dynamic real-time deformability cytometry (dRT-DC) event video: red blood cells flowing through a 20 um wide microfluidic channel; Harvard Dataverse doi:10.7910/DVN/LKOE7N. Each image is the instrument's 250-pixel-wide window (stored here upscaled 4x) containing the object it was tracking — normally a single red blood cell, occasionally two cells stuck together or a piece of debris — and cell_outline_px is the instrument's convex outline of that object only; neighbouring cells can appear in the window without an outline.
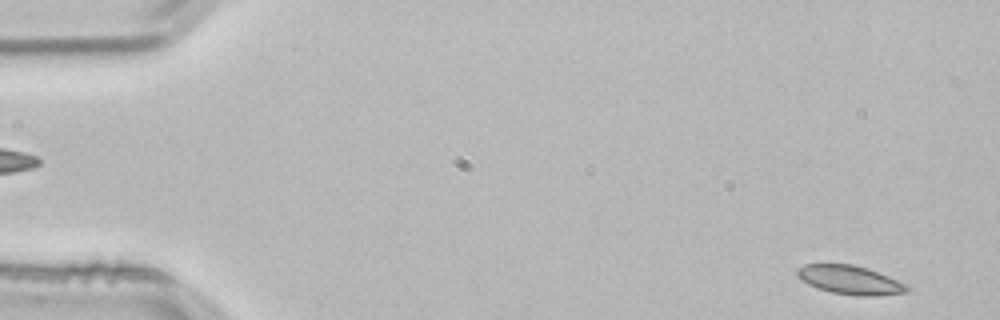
{"species": "common noctule bat (a hibernating species)", "species_latin": "Nyctalus noctula", "temperature_condition": "room temperature", "stored_images_in_passage": 52, "camera_frame_rate_fps": 3000, "um_per_image_px": 0.085, "animal": {"sex": "male", "body_mass_g": 21.5, "forearm_length_mm": 52.0}, "frame": {"image": 1, "passage_image": 2, "time_ms": 0.333, "image_size_px": [1000, 320], "cell_outline_px": [[912, 288], [908, 292], [876, 296], [856, 296], [832, 292], [816, 288], [800, 280], [796, 276], [796, 268], [804, 264], [852, 264], [868, 268], [908, 284]], "centroid_in_image_um": [72.26, 23.8], "position_along_channel_um": 12.7, "area_um2": 18.79}}
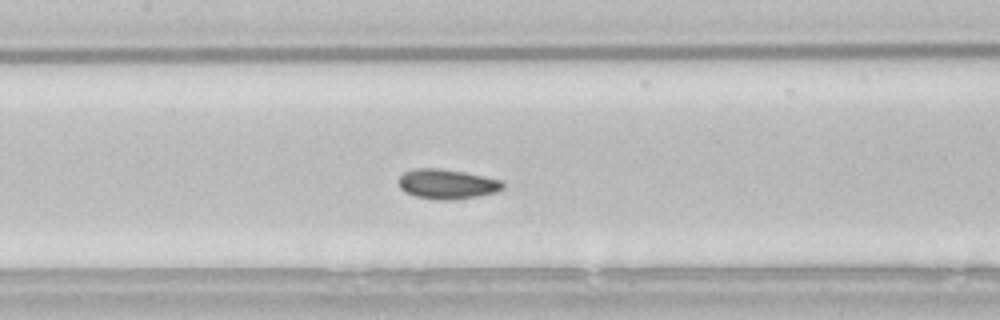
{"frame": {"image": 2, "passage_image": 24, "time_ms": 7.667, "image_size_px": [1000, 320], "cell_outline_px": [[504, 188], [496, 192], [480, 196], [452, 200], [436, 200], [416, 196], [404, 192], [400, 188], [400, 176], [404, 172], [416, 168], [440, 168], [464, 172], [504, 180]], "centroid_in_image_um": [38.04, 15.65], "position_along_channel_um": 169.4, "area_um2": 18.26}}
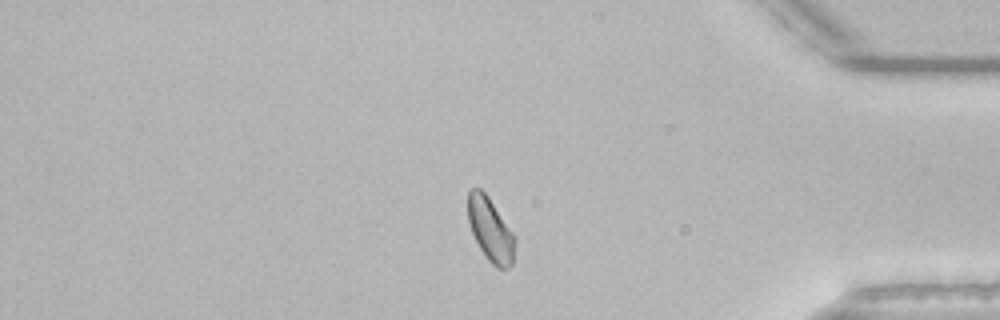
{"frame": {"image": 3, "passage_image": 44, "time_ms": 14.333, "image_size_px": [1000, 320], "cell_outline_px": [[516, 240], [512, 264], [508, 268], [496, 268], [488, 260], [480, 248], [472, 232], [468, 220], [468, 192], [472, 188], [480, 188], [488, 196], [516, 236]], "centroid_in_image_um": [41.7, 19.52], "position_along_channel_um": 393.5, "area_um2": 17.4}, "authors_computed_cell_mechanics": {"area_um2": 17.9758, "velocity_mm_per_s": 3.8001, "shape_relaxation_time_tau1_ms": 2.3807, "shape_relaxation_time_tau2_ms": 1.7581, "deformation_change_tau1": 0.0514, "deformation_change_tau2": 0.0482}}